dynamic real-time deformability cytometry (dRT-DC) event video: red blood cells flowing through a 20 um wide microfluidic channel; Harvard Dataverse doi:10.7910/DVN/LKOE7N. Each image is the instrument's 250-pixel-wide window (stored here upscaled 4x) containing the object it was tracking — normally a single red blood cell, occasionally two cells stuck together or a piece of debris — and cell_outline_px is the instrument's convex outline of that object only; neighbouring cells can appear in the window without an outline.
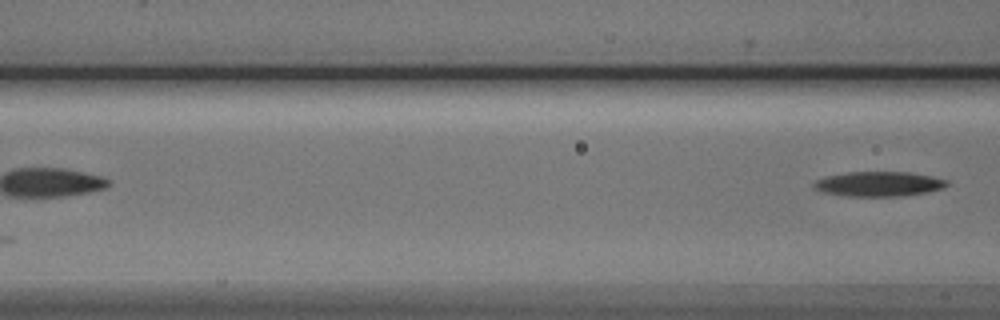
{"species": "Egyptian fruit bat (a non-hibernating species)", "species_latin": "Rousettus aegyptiacus", "temperature_condition": "cold", "stored_images_in_passage": 4, "camera_frame_rate_fps": 3000, "um_per_image_px": 0.085, "animal": {"sex": "male"}, "frame": {"image": 1, "passage_image": 4, "time_ms": 3.667, "image_size_px": [1000, 320], "cell_outline_px": [[948, 184], [944, 188], [928, 192], [900, 196], [844, 196], [824, 192], [812, 188], [812, 184], [816, 180], [828, 176], [848, 172], [908, 172], [932, 176], [948, 180]], "centroid_in_image_um": [74.7, 15.64], "position_along_channel_um": 91.9, "area_um2": 19.25}}